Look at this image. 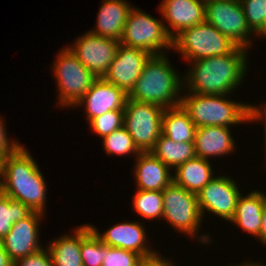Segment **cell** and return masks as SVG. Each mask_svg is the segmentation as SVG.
Segmentation results:
<instances>
[{"mask_svg":"<svg viewBox=\"0 0 266 266\" xmlns=\"http://www.w3.org/2000/svg\"><path fill=\"white\" fill-rule=\"evenodd\" d=\"M234 266H261V264L254 263V262L251 263V262L248 261L246 263L244 262L243 264L242 263L239 264V265L236 264ZM262 266H263V264H262Z\"/></svg>","mask_w":266,"mask_h":266,"instance_id":"obj_40","label":"cell"},{"mask_svg":"<svg viewBox=\"0 0 266 266\" xmlns=\"http://www.w3.org/2000/svg\"><path fill=\"white\" fill-rule=\"evenodd\" d=\"M127 98L128 94L124 90L98 78L75 106L84 105L87 120L90 122L109 111L124 110Z\"/></svg>","mask_w":266,"mask_h":266,"instance_id":"obj_16","label":"cell"},{"mask_svg":"<svg viewBox=\"0 0 266 266\" xmlns=\"http://www.w3.org/2000/svg\"><path fill=\"white\" fill-rule=\"evenodd\" d=\"M43 213L32 211L27 217L15 222L8 234L0 241L13 262L41 248L39 222Z\"/></svg>","mask_w":266,"mask_h":266,"instance_id":"obj_14","label":"cell"},{"mask_svg":"<svg viewBox=\"0 0 266 266\" xmlns=\"http://www.w3.org/2000/svg\"><path fill=\"white\" fill-rule=\"evenodd\" d=\"M256 34L259 36H266V20L263 27Z\"/></svg>","mask_w":266,"mask_h":266,"instance_id":"obj_39","label":"cell"},{"mask_svg":"<svg viewBox=\"0 0 266 266\" xmlns=\"http://www.w3.org/2000/svg\"><path fill=\"white\" fill-rule=\"evenodd\" d=\"M170 64L166 54L152 55L136 80L134 88L128 94V98L155 104L164 109L179 106L184 80Z\"/></svg>","mask_w":266,"mask_h":266,"instance_id":"obj_3","label":"cell"},{"mask_svg":"<svg viewBox=\"0 0 266 266\" xmlns=\"http://www.w3.org/2000/svg\"><path fill=\"white\" fill-rule=\"evenodd\" d=\"M198 1H201V2H203V3H207V2L210 1V0H198Z\"/></svg>","mask_w":266,"mask_h":266,"instance_id":"obj_41","label":"cell"},{"mask_svg":"<svg viewBox=\"0 0 266 266\" xmlns=\"http://www.w3.org/2000/svg\"><path fill=\"white\" fill-rule=\"evenodd\" d=\"M263 245H266V202L262 210V224L258 238Z\"/></svg>","mask_w":266,"mask_h":266,"instance_id":"obj_37","label":"cell"},{"mask_svg":"<svg viewBox=\"0 0 266 266\" xmlns=\"http://www.w3.org/2000/svg\"><path fill=\"white\" fill-rule=\"evenodd\" d=\"M256 105L255 107L252 104L248 103V122H253V121H262L264 120V128H265V139H266V103L263 104L262 106ZM266 144V140H265ZM266 146V145H265Z\"/></svg>","mask_w":266,"mask_h":266,"instance_id":"obj_35","label":"cell"},{"mask_svg":"<svg viewBox=\"0 0 266 266\" xmlns=\"http://www.w3.org/2000/svg\"><path fill=\"white\" fill-rule=\"evenodd\" d=\"M132 7L125 0H103L97 15V26L89 32L97 36L120 41L128 13Z\"/></svg>","mask_w":266,"mask_h":266,"instance_id":"obj_20","label":"cell"},{"mask_svg":"<svg viewBox=\"0 0 266 266\" xmlns=\"http://www.w3.org/2000/svg\"><path fill=\"white\" fill-rule=\"evenodd\" d=\"M150 152L171 169L196 157L194 142L177 143L162 133Z\"/></svg>","mask_w":266,"mask_h":266,"instance_id":"obj_25","label":"cell"},{"mask_svg":"<svg viewBox=\"0 0 266 266\" xmlns=\"http://www.w3.org/2000/svg\"><path fill=\"white\" fill-rule=\"evenodd\" d=\"M212 169L210 160L195 157L174 169L173 182L189 192L198 194L215 177Z\"/></svg>","mask_w":266,"mask_h":266,"instance_id":"obj_22","label":"cell"},{"mask_svg":"<svg viewBox=\"0 0 266 266\" xmlns=\"http://www.w3.org/2000/svg\"><path fill=\"white\" fill-rule=\"evenodd\" d=\"M23 145L0 162V192L26 204L31 211L45 214L46 181Z\"/></svg>","mask_w":266,"mask_h":266,"instance_id":"obj_2","label":"cell"},{"mask_svg":"<svg viewBox=\"0 0 266 266\" xmlns=\"http://www.w3.org/2000/svg\"><path fill=\"white\" fill-rule=\"evenodd\" d=\"M249 28L257 33L266 20V0H240Z\"/></svg>","mask_w":266,"mask_h":266,"instance_id":"obj_32","label":"cell"},{"mask_svg":"<svg viewBox=\"0 0 266 266\" xmlns=\"http://www.w3.org/2000/svg\"><path fill=\"white\" fill-rule=\"evenodd\" d=\"M0 266H14V262L0 242Z\"/></svg>","mask_w":266,"mask_h":266,"instance_id":"obj_38","label":"cell"},{"mask_svg":"<svg viewBox=\"0 0 266 266\" xmlns=\"http://www.w3.org/2000/svg\"><path fill=\"white\" fill-rule=\"evenodd\" d=\"M142 266H175L170 259L163 258L162 255H159L153 259L145 260Z\"/></svg>","mask_w":266,"mask_h":266,"instance_id":"obj_36","label":"cell"},{"mask_svg":"<svg viewBox=\"0 0 266 266\" xmlns=\"http://www.w3.org/2000/svg\"><path fill=\"white\" fill-rule=\"evenodd\" d=\"M124 123V110H113L93 118L88 126L101 138L121 128Z\"/></svg>","mask_w":266,"mask_h":266,"instance_id":"obj_31","label":"cell"},{"mask_svg":"<svg viewBox=\"0 0 266 266\" xmlns=\"http://www.w3.org/2000/svg\"><path fill=\"white\" fill-rule=\"evenodd\" d=\"M0 117V162L8 155L13 154L22 144L18 141L12 140L7 136V130L5 127V122Z\"/></svg>","mask_w":266,"mask_h":266,"instance_id":"obj_34","label":"cell"},{"mask_svg":"<svg viewBox=\"0 0 266 266\" xmlns=\"http://www.w3.org/2000/svg\"><path fill=\"white\" fill-rule=\"evenodd\" d=\"M53 266H83L81 258V225L73 235L64 234L48 244Z\"/></svg>","mask_w":266,"mask_h":266,"instance_id":"obj_23","label":"cell"},{"mask_svg":"<svg viewBox=\"0 0 266 266\" xmlns=\"http://www.w3.org/2000/svg\"><path fill=\"white\" fill-rule=\"evenodd\" d=\"M162 20L163 18L159 21L150 14L132 7L120 43L152 55L165 54V50L172 49V38L168 35Z\"/></svg>","mask_w":266,"mask_h":266,"instance_id":"obj_7","label":"cell"},{"mask_svg":"<svg viewBox=\"0 0 266 266\" xmlns=\"http://www.w3.org/2000/svg\"><path fill=\"white\" fill-rule=\"evenodd\" d=\"M241 191L236 181L229 176H215L197 194L202 217L208 211L225 221H230L235 214L236 204Z\"/></svg>","mask_w":266,"mask_h":266,"instance_id":"obj_12","label":"cell"},{"mask_svg":"<svg viewBox=\"0 0 266 266\" xmlns=\"http://www.w3.org/2000/svg\"><path fill=\"white\" fill-rule=\"evenodd\" d=\"M52 68L58 87L57 106L67 109L75 107L98 79L79 61L68 46L59 51Z\"/></svg>","mask_w":266,"mask_h":266,"instance_id":"obj_6","label":"cell"},{"mask_svg":"<svg viewBox=\"0 0 266 266\" xmlns=\"http://www.w3.org/2000/svg\"><path fill=\"white\" fill-rule=\"evenodd\" d=\"M196 128L181 105L164 109L162 134L174 142H194Z\"/></svg>","mask_w":266,"mask_h":266,"instance_id":"obj_24","label":"cell"},{"mask_svg":"<svg viewBox=\"0 0 266 266\" xmlns=\"http://www.w3.org/2000/svg\"><path fill=\"white\" fill-rule=\"evenodd\" d=\"M159 10L169 23L164 22V27L172 39L185 28L205 21V3L198 0H163Z\"/></svg>","mask_w":266,"mask_h":266,"instance_id":"obj_17","label":"cell"},{"mask_svg":"<svg viewBox=\"0 0 266 266\" xmlns=\"http://www.w3.org/2000/svg\"><path fill=\"white\" fill-rule=\"evenodd\" d=\"M247 50L237 46L229 54L191 61L183 88L202 95H230L246 76Z\"/></svg>","mask_w":266,"mask_h":266,"instance_id":"obj_1","label":"cell"},{"mask_svg":"<svg viewBox=\"0 0 266 266\" xmlns=\"http://www.w3.org/2000/svg\"><path fill=\"white\" fill-rule=\"evenodd\" d=\"M266 202V194L253 190L247 195L238 197L234 217L230 222L242 228L245 233L258 238L262 224V210Z\"/></svg>","mask_w":266,"mask_h":266,"instance_id":"obj_21","label":"cell"},{"mask_svg":"<svg viewBox=\"0 0 266 266\" xmlns=\"http://www.w3.org/2000/svg\"><path fill=\"white\" fill-rule=\"evenodd\" d=\"M151 56L147 51L120 43L103 79L129 94Z\"/></svg>","mask_w":266,"mask_h":266,"instance_id":"obj_13","label":"cell"},{"mask_svg":"<svg viewBox=\"0 0 266 266\" xmlns=\"http://www.w3.org/2000/svg\"><path fill=\"white\" fill-rule=\"evenodd\" d=\"M141 224L137 221L118 223L103 234L98 232L94 225L91 224L90 226L104 244L135 252L144 260H150L160 254L147 246L146 232Z\"/></svg>","mask_w":266,"mask_h":266,"instance_id":"obj_15","label":"cell"},{"mask_svg":"<svg viewBox=\"0 0 266 266\" xmlns=\"http://www.w3.org/2000/svg\"><path fill=\"white\" fill-rule=\"evenodd\" d=\"M14 266H53V264L46 247V249L41 248L28 256L18 259L14 262Z\"/></svg>","mask_w":266,"mask_h":266,"instance_id":"obj_33","label":"cell"},{"mask_svg":"<svg viewBox=\"0 0 266 266\" xmlns=\"http://www.w3.org/2000/svg\"><path fill=\"white\" fill-rule=\"evenodd\" d=\"M31 212L26 204L0 192V241L8 234L15 222L24 219Z\"/></svg>","mask_w":266,"mask_h":266,"instance_id":"obj_27","label":"cell"},{"mask_svg":"<svg viewBox=\"0 0 266 266\" xmlns=\"http://www.w3.org/2000/svg\"><path fill=\"white\" fill-rule=\"evenodd\" d=\"M120 41L90 32L75 39L68 48L98 78H103L116 56Z\"/></svg>","mask_w":266,"mask_h":266,"instance_id":"obj_11","label":"cell"},{"mask_svg":"<svg viewBox=\"0 0 266 266\" xmlns=\"http://www.w3.org/2000/svg\"><path fill=\"white\" fill-rule=\"evenodd\" d=\"M163 215L175 230L197 237L203 217L201 215L196 193L189 192L172 182L163 191ZM192 236V237H191Z\"/></svg>","mask_w":266,"mask_h":266,"instance_id":"obj_8","label":"cell"},{"mask_svg":"<svg viewBox=\"0 0 266 266\" xmlns=\"http://www.w3.org/2000/svg\"><path fill=\"white\" fill-rule=\"evenodd\" d=\"M133 195V210L144 219H161L163 215L162 191H146L136 189Z\"/></svg>","mask_w":266,"mask_h":266,"instance_id":"obj_26","label":"cell"},{"mask_svg":"<svg viewBox=\"0 0 266 266\" xmlns=\"http://www.w3.org/2000/svg\"><path fill=\"white\" fill-rule=\"evenodd\" d=\"M104 259L101 266H142L145 261L139 254L121 249L110 247L103 243Z\"/></svg>","mask_w":266,"mask_h":266,"instance_id":"obj_30","label":"cell"},{"mask_svg":"<svg viewBox=\"0 0 266 266\" xmlns=\"http://www.w3.org/2000/svg\"><path fill=\"white\" fill-rule=\"evenodd\" d=\"M186 94L181 96L180 105L196 127H231L248 122V103L233 101L230 95Z\"/></svg>","mask_w":266,"mask_h":266,"instance_id":"obj_4","label":"cell"},{"mask_svg":"<svg viewBox=\"0 0 266 266\" xmlns=\"http://www.w3.org/2000/svg\"><path fill=\"white\" fill-rule=\"evenodd\" d=\"M205 21L228 37L238 47L250 48V35L240 0H210L205 3Z\"/></svg>","mask_w":266,"mask_h":266,"instance_id":"obj_10","label":"cell"},{"mask_svg":"<svg viewBox=\"0 0 266 266\" xmlns=\"http://www.w3.org/2000/svg\"><path fill=\"white\" fill-rule=\"evenodd\" d=\"M101 143L108 155L135 154L134 156L137 157L141 153L124 126L103 137Z\"/></svg>","mask_w":266,"mask_h":266,"instance_id":"obj_29","label":"cell"},{"mask_svg":"<svg viewBox=\"0 0 266 266\" xmlns=\"http://www.w3.org/2000/svg\"><path fill=\"white\" fill-rule=\"evenodd\" d=\"M81 258L83 266H101L104 253L103 242L91 229L90 224L81 225Z\"/></svg>","mask_w":266,"mask_h":266,"instance_id":"obj_28","label":"cell"},{"mask_svg":"<svg viewBox=\"0 0 266 266\" xmlns=\"http://www.w3.org/2000/svg\"><path fill=\"white\" fill-rule=\"evenodd\" d=\"M136 188L146 191H163L173 182L170 168L151 152H141L135 159Z\"/></svg>","mask_w":266,"mask_h":266,"instance_id":"obj_18","label":"cell"},{"mask_svg":"<svg viewBox=\"0 0 266 266\" xmlns=\"http://www.w3.org/2000/svg\"><path fill=\"white\" fill-rule=\"evenodd\" d=\"M237 45L206 21L185 28L172 39V49L191 62L231 53Z\"/></svg>","mask_w":266,"mask_h":266,"instance_id":"obj_5","label":"cell"},{"mask_svg":"<svg viewBox=\"0 0 266 266\" xmlns=\"http://www.w3.org/2000/svg\"><path fill=\"white\" fill-rule=\"evenodd\" d=\"M164 108L127 98L124 123L140 152H150L162 133Z\"/></svg>","mask_w":266,"mask_h":266,"instance_id":"obj_9","label":"cell"},{"mask_svg":"<svg viewBox=\"0 0 266 266\" xmlns=\"http://www.w3.org/2000/svg\"><path fill=\"white\" fill-rule=\"evenodd\" d=\"M234 137L231 136L230 127L203 126L197 127L194 138L195 154L209 160L210 157L232 153L236 149Z\"/></svg>","mask_w":266,"mask_h":266,"instance_id":"obj_19","label":"cell"}]
</instances>
